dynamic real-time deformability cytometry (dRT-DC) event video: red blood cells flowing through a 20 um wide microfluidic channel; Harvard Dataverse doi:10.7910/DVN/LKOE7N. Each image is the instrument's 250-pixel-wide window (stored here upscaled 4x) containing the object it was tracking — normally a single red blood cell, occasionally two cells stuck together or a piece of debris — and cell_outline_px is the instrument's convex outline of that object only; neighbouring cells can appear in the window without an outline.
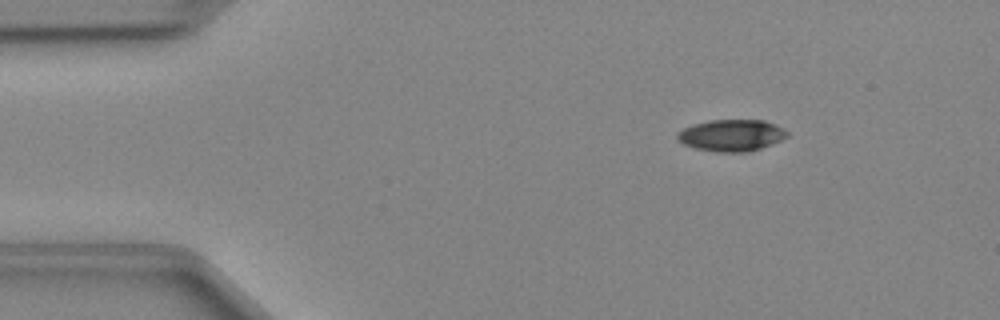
{"species": "Egyptian fruit bat (a non-hibernating species)", "species_latin": "Rousettus aegyptiacus", "temperature_condition": "cold", "stored_images_in_passage": 43, "camera_frame_rate_fps": 3000, "um_per_image_px": 0.085, "animal": {"sex": "female"}, "frame": {"image": 1, "passage_image": 2, "time_ms": 0.333, "image_size_px": [1000, 320], "cell_outline_px": [[788, 136], [772, 144], [748, 152], [716, 152], [696, 148], [684, 144], [676, 140], [676, 132], [692, 124], [708, 120], [764, 120], [776, 124], [784, 128], [788, 132]], "centroid_in_image_um": [62.16, 11.49], "position_along_channel_um": 22.8, "area_um2": 20.46}}
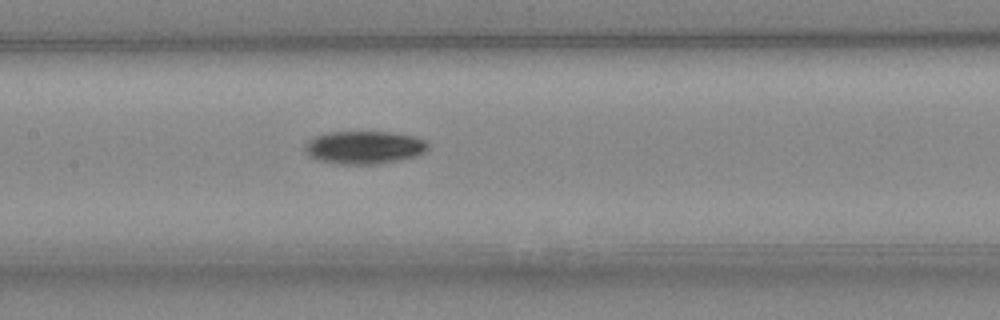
{"frame": {"image": 2, "passage_image": 18, "time_ms": 5.667, "image_size_px": [1000, 320], "cell_outline_px": [[428, 148], [424, 152], [416, 156], [400, 160], [376, 164], [340, 164], [320, 160], [308, 156], [304, 148], [308, 140], [316, 136], [328, 132], [388, 132], [412, 136], [424, 140], [428, 144]], "centroid_in_image_um": [30.95, 12.53], "position_along_channel_um": 176.5, "area_um2": 23.47}}
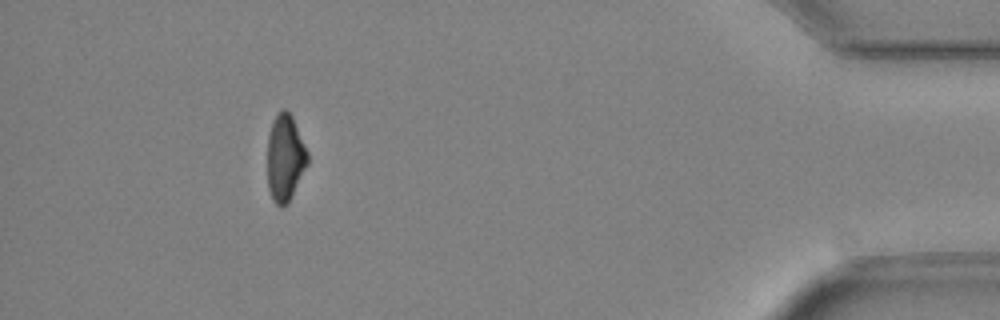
{"frame": {"image": 3, "passage_image": 39, "time_ms": 12.667, "image_size_px": [1000, 320], "cell_outline_px": [[308, 164], [288, 204], [280, 208], [272, 200], [268, 188], [268, 136], [272, 120], [280, 108], [284, 108], [292, 116], [308, 152]], "centroid_in_image_um": [24.23, 13.42], "position_along_channel_um": 411.0, "area_um2": 20.52}}